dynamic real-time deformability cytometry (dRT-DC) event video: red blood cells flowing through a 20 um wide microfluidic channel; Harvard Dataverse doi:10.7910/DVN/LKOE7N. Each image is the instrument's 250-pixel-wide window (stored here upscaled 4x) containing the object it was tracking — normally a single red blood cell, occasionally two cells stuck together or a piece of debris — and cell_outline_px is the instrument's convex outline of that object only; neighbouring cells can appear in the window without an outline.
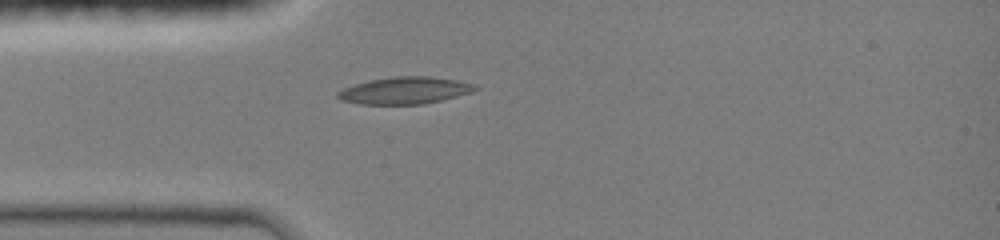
{"species": "common noctule bat (a hibernating species)", "species_latin": "Nyctalus noctula", "temperature_condition": "room temperature", "stored_images_in_passage": 18, "camera_frame_rate_fps": 3000, "um_per_image_px": 0.085, "animal": {"sex": "female", "body_mass_g": 19.0, "forearm_length_mm": 51.5}, "frame": {"image": 1, "passage_image": 1, "time_ms": 0.0, "image_size_px": [1000, 240], "cell_outline_px": [[480, 88], [472, 92], [424, 104], [360, 104], [340, 100], [336, 96], [336, 92], [344, 88], [368, 80], [396, 76], [428, 76], [456, 80], [472, 84]], "centroid_in_image_um": [34.37, 7.69], "position_along_channel_um": 50.6, "area_um2": 21.5}}
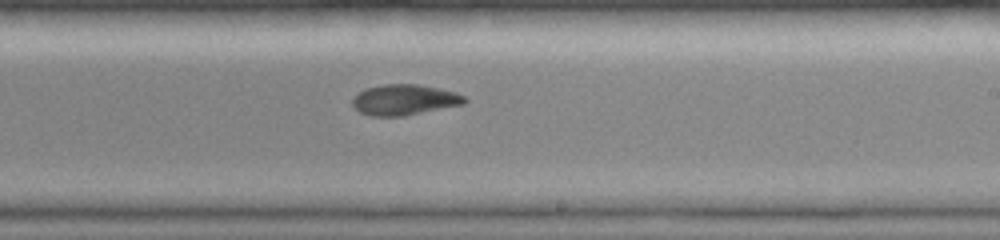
{"frame": {"image": 2, "passage_image": 10, "time_ms": 5.0, "image_size_px": [1000, 240], "cell_outline_px": [[468, 100], [464, 104], [400, 116], [372, 116], [360, 112], [352, 104], [352, 100], [360, 92], [368, 88], [384, 84], [420, 84], [452, 92], [464, 96]], "centroid_in_image_um": [34.37, 8.48], "position_along_channel_um": 254.6, "area_um2": 19.54}}
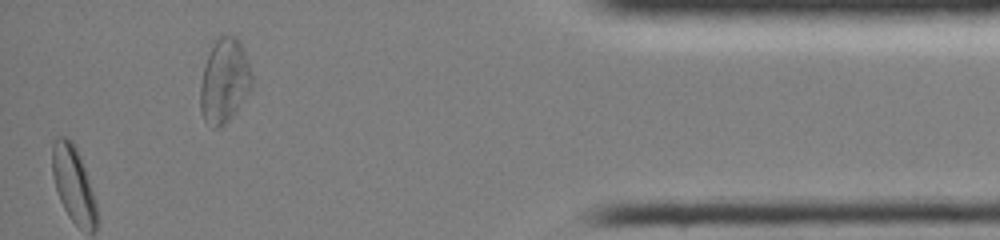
{"frame": {"image": 3, "passage_image": 18, "time_ms": 9.667, "image_size_px": [1000, 240], "cell_outline_px": [[252, 84], [232, 116], [220, 128], [212, 128], [204, 120], [200, 112], [200, 84], [204, 64], [216, 36], [236, 36], [240, 40], [244, 48], [252, 72]], "centroid_in_image_um": [19.05, 6.85], "position_along_channel_um": 416.2, "area_um2": 25.43}, "authors_computed_cell_mechanics": {"area_um2": 20.1144, "velocity_mm_per_s": 4.1955, "shape_relaxation_time_tau1_ms": 7.9104, "shape_relaxation_time_tau2_ms": 4.0966, "deformation_change_tau1": 0.2311, "deformation_change_tau2": 0.0824}}